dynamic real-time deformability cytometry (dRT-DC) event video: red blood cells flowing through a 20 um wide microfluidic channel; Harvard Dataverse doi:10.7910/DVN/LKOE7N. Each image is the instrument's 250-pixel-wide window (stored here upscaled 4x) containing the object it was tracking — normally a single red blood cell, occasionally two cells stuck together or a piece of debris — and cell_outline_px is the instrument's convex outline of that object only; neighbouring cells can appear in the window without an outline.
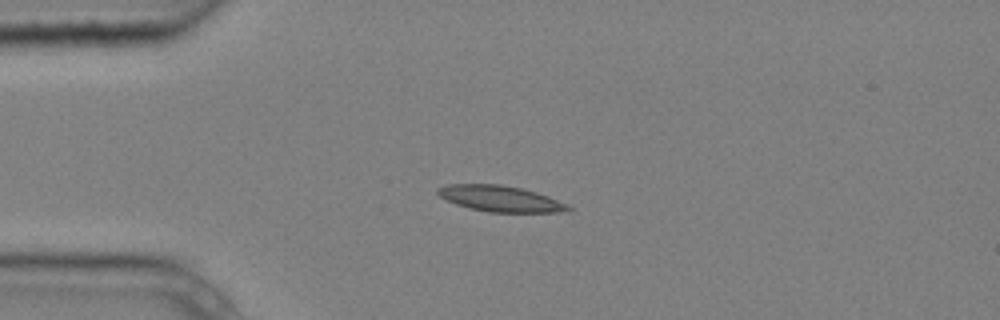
{"species": "common noctule bat (a hibernating species)", "species_latin": "Nyctalus noctula", "temperature_condition": "cold", "stored_images_in_passage": 6, "camera_frame_rate_fps": 3000, "um_per_image_px": 0.085, "animal": {"sex": "male", "body_mass_g": 20.4}, "frame": {"image": 1, "passage_image": 3, "time_ms": 0.667, "image_size_px": [1000, 320], "cell_outline_px": [[572, 208], [560, 212], [488, 212], [456, 204], [440, 196], [436, 192], [436, 188], [448, 184], [500, 184], [520, 188], [536, 192], [548, 196], [568, 204]], "centroid_in_image_um": [42.52, 16.88], "position_along_channel_um": 42.5, "area_um2": 19.54}}
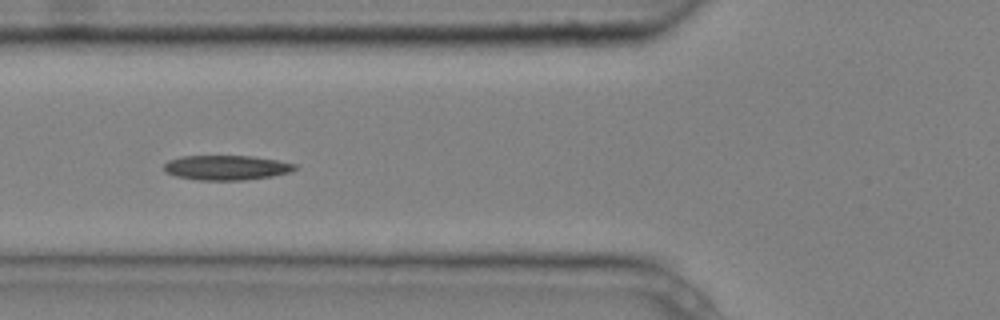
{"frame": {"image": 2, "passage_image": 5, "time_ms": 1.333, "image_size_px": [1000, 320], "cell_outline_px": [[300, 168], [292, 172], [272, 176], [244, 180], [200, 180], [176, 176], [164, 172], [164, 164], [168, 160], [180, 156], [252, 156], [276, 160], [296, 164]], "centroid_in_image_um": [19.26, 14.25], "position_along_channel_um": 106.5, "area_um2": 19.02}}
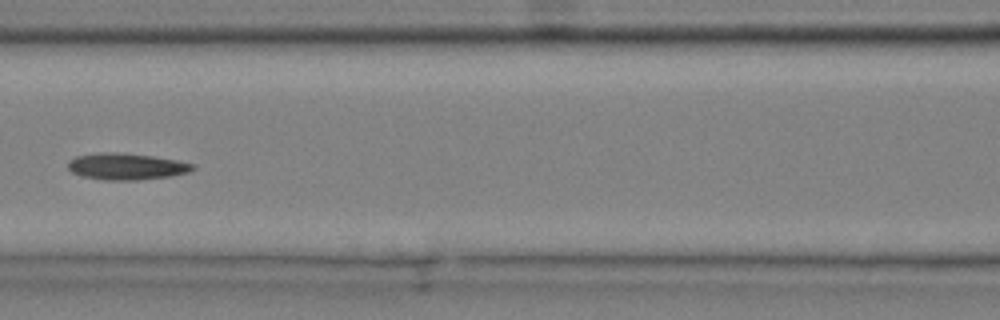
{"frame": {"image": 3, "passage_image": 6, "time_ms": 1.667, "image_size_px": [1000, 320], "cell_outline_px": [[196, 168], [188, 172], [172, 176], [140, 180], [104, 180], [80, 176], [72, 172], [68, 168], [68, 160], [76, 156], [100, 152], [116, 152], [152, 156], [176, 160], [196, 164]], "centroid_in_image_um": [10.74, 14.15], "position_along_channel_um": 155.9, "area_um2": 19.48}}